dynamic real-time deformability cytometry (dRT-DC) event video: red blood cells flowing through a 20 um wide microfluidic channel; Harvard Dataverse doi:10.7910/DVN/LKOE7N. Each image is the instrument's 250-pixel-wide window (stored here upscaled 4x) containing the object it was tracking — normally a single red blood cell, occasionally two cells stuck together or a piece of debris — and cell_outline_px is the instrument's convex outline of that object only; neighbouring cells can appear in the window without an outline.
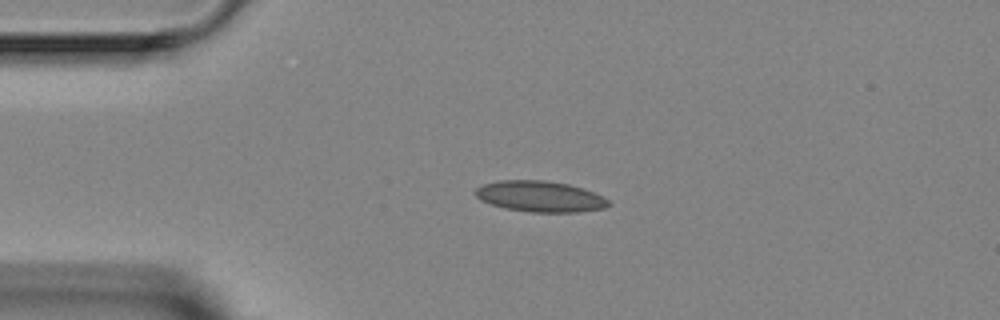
{"species": "Egyptian fruit bat (a non-hibernating species)", "species_latin": "Rousettus aegyptiacus", "temperature_condition": "room temperature", "stored_images_in_passage": 3, "camera_frame_rate_fps": 3000, "um_per_image_px": 0.085, "animal": {"sex": "female"}, "frame": {"image": 1, "passage_image": 2, "time_ms": 1.333, "image_size_px": [1000, 320], "cell_outline_px": [[612, 204], [604, 208], [576, 212], [532, 212], [504, 208], [480, 200], [472, 192], [476, 188], [484, 184], [500, 180], [544, 180], [568, 184], [592, 192], [608, 200]], "centroid_in_image_um": [45.86, 16.7], "position_along_channel_um": 39.1, "area_um2": 23.81}}